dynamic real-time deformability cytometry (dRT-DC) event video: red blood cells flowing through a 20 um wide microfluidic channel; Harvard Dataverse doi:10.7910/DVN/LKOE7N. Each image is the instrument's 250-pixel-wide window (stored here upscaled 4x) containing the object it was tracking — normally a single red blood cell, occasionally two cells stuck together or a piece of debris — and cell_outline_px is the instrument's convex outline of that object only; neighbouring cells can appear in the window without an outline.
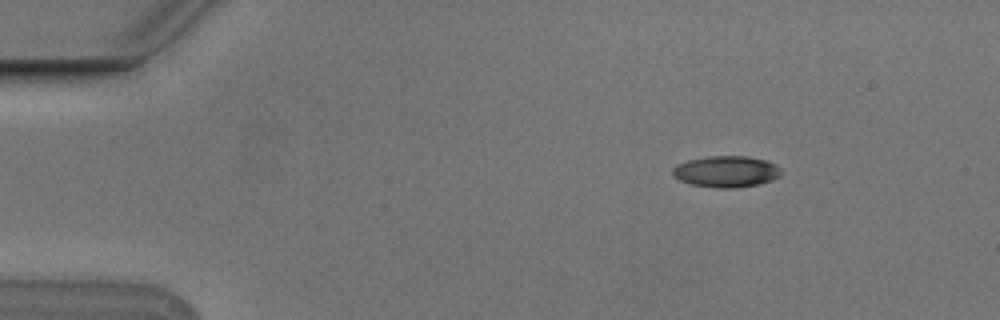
{"species": "Egyptian fruit bat (a non-hibernating species)", "species_latin": "Rousettus aegyptiacus", "temperature_condition": "cold", "stored_images_in_passage": 6, "camera_frame_rate_fps": 3000, "um_per_image_px": 0.085, "animal": {"sex": "male"}, "frame": {"image": 1, "passage_image": 1, "time_ms": 0.0, "image_size_px": [1000, 320], "cell_outline_px": [[780, 176], [772, 180], [756, 184], [732, 188], [716, 188], [688, 184], [672, 176], [672, 168], [676, 164], [688, 160], [708, 156], [748, 156], [768, 160], [776, 164], [780, 168]], "centroid_in_image_um": [61.7, 14.57], "position_along_channel_um": 23.3, "area_um2": 20.0}}
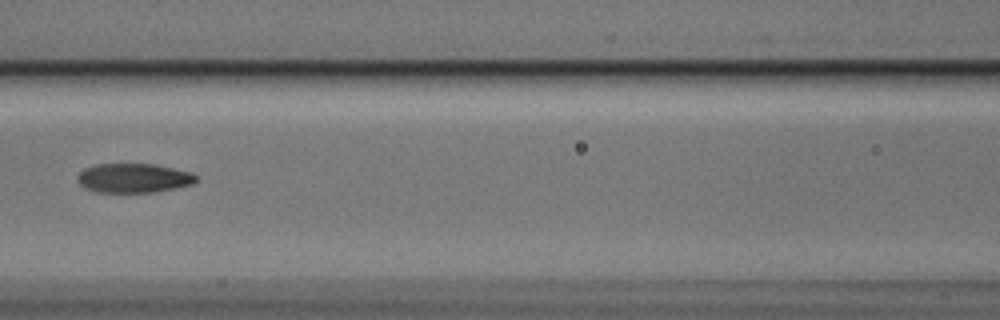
{"frame": {"image": 2, "passage_image": 6, "time_ms": 1.667, "image_size_px": [1000, 320], "cell_outline_px": [[196, 180], [192, 184], [176, 188], [156, 192], [96, 192], [84, 188], [76, 180], [76, 176], [84, 168], [96, 164], [152, 164], [192, 172], [196, 176]], "centroid_in_image_um": [11.32, 15.14], "position_along_channel_um": 155.3, "area_um2": 20.29}}